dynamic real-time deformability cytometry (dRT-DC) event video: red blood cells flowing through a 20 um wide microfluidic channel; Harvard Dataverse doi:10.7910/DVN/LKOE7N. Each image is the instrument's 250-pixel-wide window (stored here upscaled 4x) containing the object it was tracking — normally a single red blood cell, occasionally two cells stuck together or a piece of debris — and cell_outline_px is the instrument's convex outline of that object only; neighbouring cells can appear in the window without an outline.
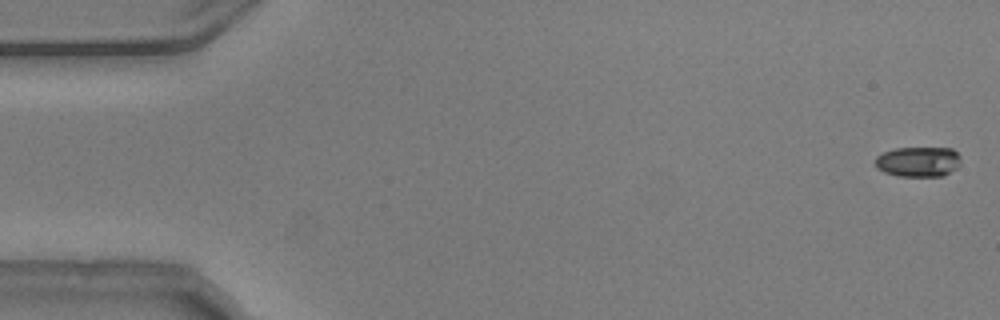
{"species": "common noctule bat (a hibernating species)", "species_latin": "Nyctalus noctula", "temperature_condition": "warm", "stored_images_in_passage": 12, "camera_frame_rate_fps": 3000, "um_per_image_px": 0.085, "animal": {"sex": "male", "body_mass_g": 20.5, "forearm_length_mm": 52.5}, "frame": {"image": 1, "passage_image": 2, "time_ms": 0.333, "image_size_px": [1000, 320], "cell_outline_px": [[960, 164], [956, 168], [944, 176], [896, 176], [884, 172], [876, 168], [876, 156], [884, 152], [896, 148], [952, 148], [960, 156]], "centroid_in_image_um": [78.06, 13.75], "position_along_channel_um": 6.9, "area_um2": 15.09}}